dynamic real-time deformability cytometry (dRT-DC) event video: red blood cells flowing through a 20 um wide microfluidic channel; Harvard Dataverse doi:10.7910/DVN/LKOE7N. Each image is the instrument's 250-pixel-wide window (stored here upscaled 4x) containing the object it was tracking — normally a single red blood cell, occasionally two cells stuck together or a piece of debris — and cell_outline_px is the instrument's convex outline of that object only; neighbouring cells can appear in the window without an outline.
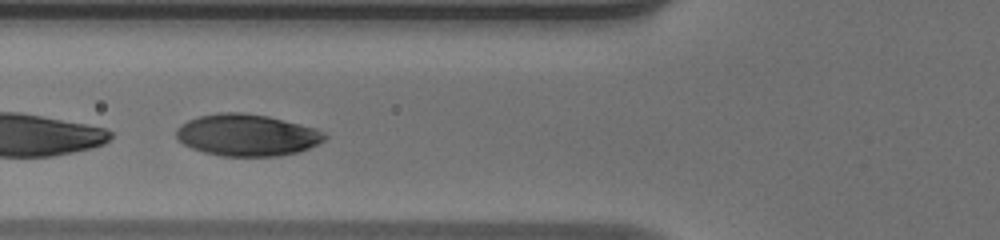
{"species": "human", "species_latin": "Homo sapiens", "temperature_condition": "warm", "stored_images_in_passage": 24, "segment_of_instrument_passage": [2, 2], "camera_frame_rate_fps": 3000, "um_per_image_px": 0.085, "donor": {"sex": "male"}, "frame": {"image": 1, "passage_image": 12, "time_ms": 3.667, "image_size_px": [1000, 240], "cell_outline_px": [[328, 136], [324, 140], [308, 148], [296, 152], [276, 156], [220, 156], [204, 152], [192, 148], [176, 140], [176, 128], [180, 124], [188, 120], [200, 116], [216, 112], [244, 112], [268, 116], [316, 128], [324, 132]], "centroid_in_image_um": [20.96, 11.47], "position_along_channel_um": 104.8, "area_um2": 36.24}}
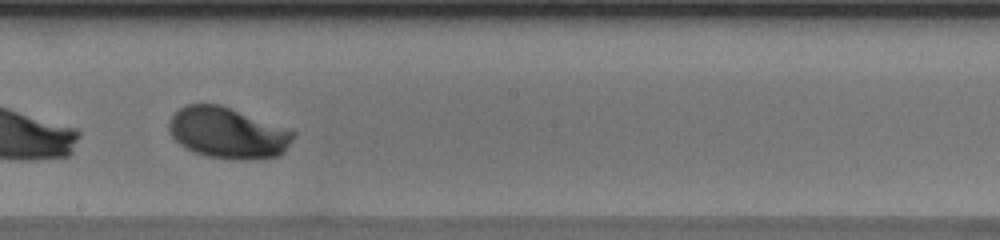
{"frame": {"image": 2, "passage_image": 21, "time_ms": 6.667, "image_size_px": [1000, 240], "cell_outline_px": [[296, 136], [284, 152], [280, 156], [252, 160], [232, 160], [208, 156], [184, 148], [168, 132], [168, 120], [172, 112], [188, 104], [220, 104], [296, 132]], "centroid_in_image_um": [19.34, 11.31], "position_along_channel_um": 228.9, "area_um2": 37.28}}